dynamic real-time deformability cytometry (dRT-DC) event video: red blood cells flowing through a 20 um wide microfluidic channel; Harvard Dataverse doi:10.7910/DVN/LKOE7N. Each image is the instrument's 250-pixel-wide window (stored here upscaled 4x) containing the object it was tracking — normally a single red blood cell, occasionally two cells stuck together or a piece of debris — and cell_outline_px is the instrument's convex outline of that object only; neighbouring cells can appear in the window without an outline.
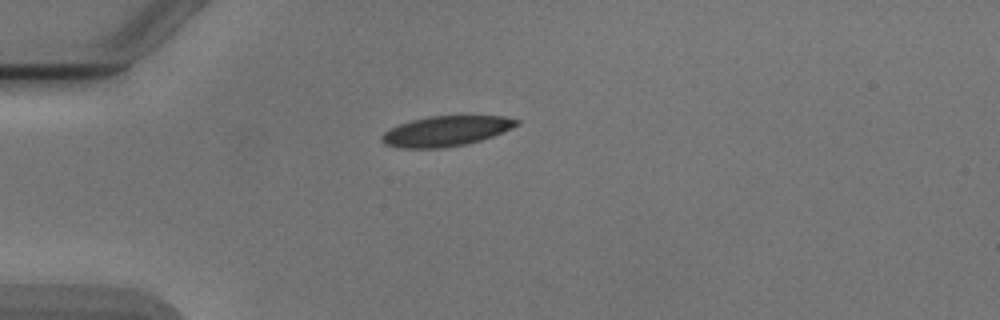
{"species": "Egyptian fruit bat (a non-hibernating species)", "species_latin": "Rousettus aegyptiacus", "temperature_condition": "cold", "stored_images_in_passage": 3, "camera_frame_rate_fps": 3000, "um_per_image_px": 0.085, "animal": {"sex": "male"}, "frame": {"image": 1, "passage_image": 1, "time_ms": 0.0, "image_size_px": [1000, 320], "cell_outline_px": [[520, 124], [512, 128], [492, 136], [480, 140], [464, 144], [444, 148], [400, 148], [384, 144], [380, 140], [380, 136], [384, 132], [400, 124], [412, 120], [432, 116], [504, 116], [520, 120]], "centroid_in_image_um": [37.91, 11.14], "position_along_channel_um": 47.1, "area_um2": 23.58}}
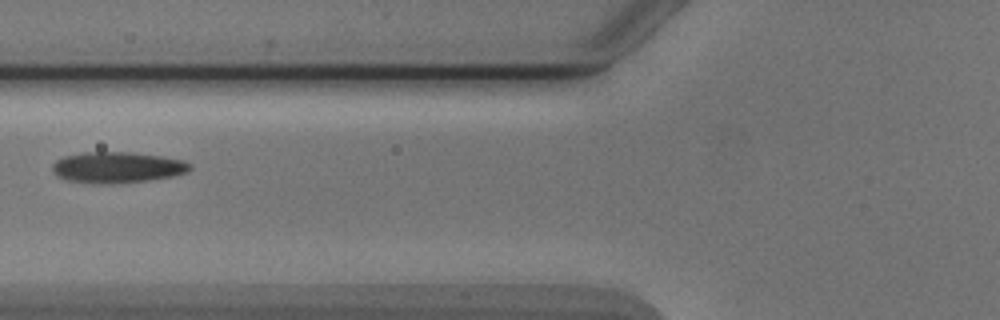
{"frame": {"image": 2, "passage_image": 3, "time_ms": 2.333, "image_size_px": [1000, 320], "cell_outline_px": [[192, 168], [188, 172], [172, 176], [148, 180], [64, 180], [56, 176], [52, 172], [52, 164], [56, 160], [64, 156], [84, 152], [132, 152], [160, 156], [184, 160], [192, 164]], "centroid_in_image_um": [10.0, 14.16], "position_along_channel_um": 115.8, "area_um2": 23.76}}